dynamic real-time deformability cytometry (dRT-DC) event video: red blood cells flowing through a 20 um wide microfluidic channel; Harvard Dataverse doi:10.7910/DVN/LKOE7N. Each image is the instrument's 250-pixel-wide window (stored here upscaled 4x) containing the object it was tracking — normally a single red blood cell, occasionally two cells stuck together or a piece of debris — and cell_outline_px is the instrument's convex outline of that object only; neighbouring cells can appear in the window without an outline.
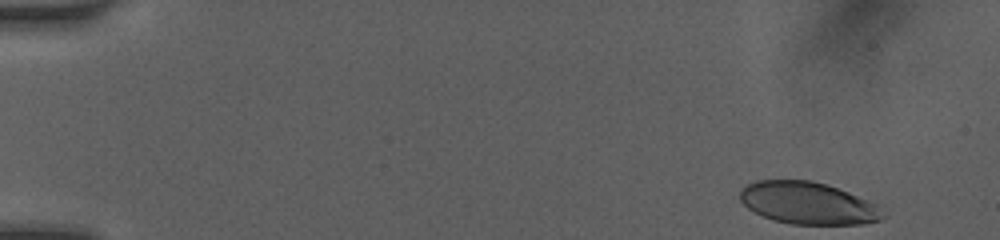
{"species": "human", "species_latin": "Homo sapiens", "temperature_condition": "room temperature", "stored_images_in_passage": 47, "camera_frame_rate_fps": 3000, "um_per_image_px": 0.085, "donor": {"sex": "female"}, "frame": {"image": 1, "passage_image": 1, "time_ms": 0.0, "image_size_px": [1000, 240], "cell_outline_px": [[884, 216], [880, 220], [864, 224], [792, 224], [772, 220], [748, 208], [740, 200], [740, 192], [748, 184], [756, 180], [812, 180], [848, 192], [868, 200], [876, 204]], "centroid_in_image_um": [68.66, 17.27], "position_along_channel_um": 16.3, "area_um2": 34.74}}
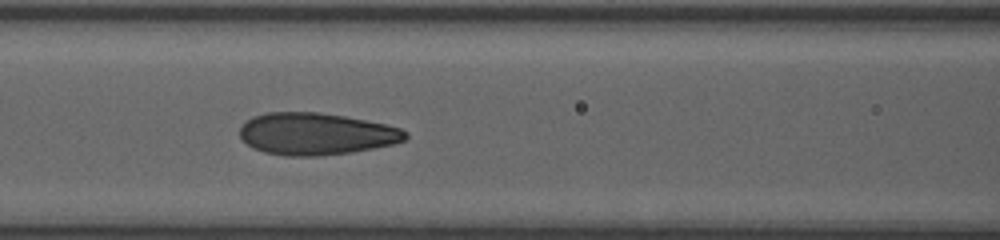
{"frame": {"image": 2, "passage_image": 20, "time_ms": 6.333, "image_size_px": [1000, 240], "cell_outline_px": [[408, 136], [404, 140], [392, 144], [352, 152], [316, 156], [284, 156], [264, 152], [252, 148], [240, 136], [240, 128], [252, 116], [268, 112], [320, 112], [344, 116], [384, 124], [400, 128], [408, 132]], "centroid_in_image_um": [26.85, 11.38], "position_along_channel_um": 139.8, "area_um2": 40.4}}
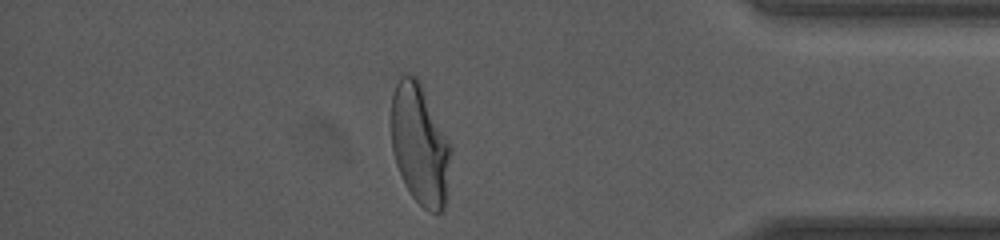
{"frame": {"image": 3, "passage_image": 41, "time_ms": 13.333, "image_size_px": [1000, 240], "cell_outline_px": [[452, 148], [444, 212], [428, 212], [412, 196], [404, 184], [396, 164], [392, 148], [392, 92], [400, 76], [416, 76], [420, 80], [452, 144]], "centroid_in_image_um": [35.72, 12.28], "position_along_channel_um": 399.5, "area_um2": 42.25}, "authors_computed_cell_mechanics": {"area_um2": 39.8242, "velocity_mm_per_s": 4.1042, "shape_relaxation_time_tau1_ms": 4.3961, "shape_relaxation_time_tau2_ms": 0.7851, "deformation_change_tau1": 0.1753, "deformation_change_tau2": 0.0684}}